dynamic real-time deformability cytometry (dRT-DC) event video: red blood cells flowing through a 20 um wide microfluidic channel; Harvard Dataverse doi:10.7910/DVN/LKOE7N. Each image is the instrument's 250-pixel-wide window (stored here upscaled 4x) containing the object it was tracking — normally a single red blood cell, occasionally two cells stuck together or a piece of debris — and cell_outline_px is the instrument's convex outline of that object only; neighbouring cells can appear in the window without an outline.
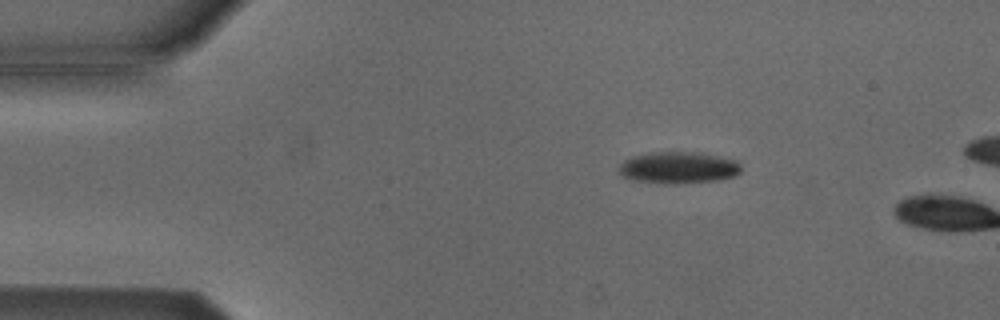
{"species": "Egyptian fruit bat (a non-hibernating species)", "species_latin": "Rousettus aegyptiacus", "temperature_condition": "cold", "stored_images_in_passage": 4, "camera_frame_rate_fps": 3000, "um_per_image_px": 0.085, "animal": {"sex": "male"}, "frame": {"image": 1, "passage_image": 2, "time_ms": 0.333, "image_size_px": [1000, 320], "cell_outline_px": [[740, 172], [732, 176], [720, 180], [684, 184], [664, 184], [632, 180], [616, 172], [620, 164], [624, 160], [632, 156], [652, 152], [700, 152], [720, 156], [736, 160], [740, 164]], "centroid_in_image_um": [57.64, 14.26], "position_along_channel_um": 27.4, "area_um2": 23.0}}